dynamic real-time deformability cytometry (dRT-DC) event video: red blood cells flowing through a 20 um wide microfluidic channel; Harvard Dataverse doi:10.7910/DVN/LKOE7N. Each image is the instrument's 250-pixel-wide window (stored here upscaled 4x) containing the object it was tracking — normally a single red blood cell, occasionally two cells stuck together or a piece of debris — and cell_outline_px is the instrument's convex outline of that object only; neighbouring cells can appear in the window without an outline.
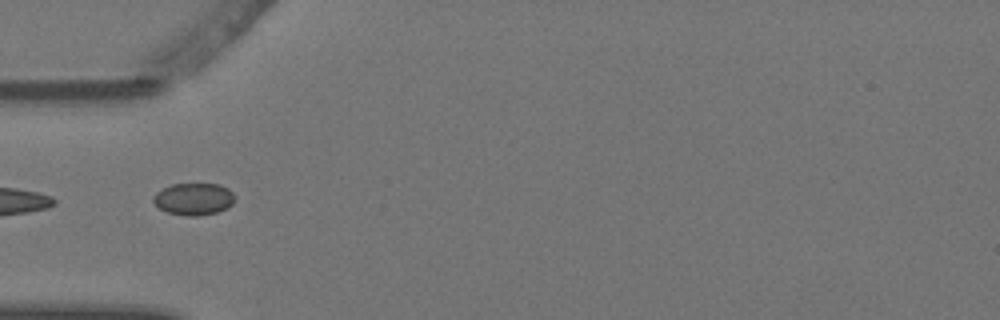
{"species": "Egyptian fruit bat (a non-hibernating species)", "species_latin": "Rousettus aegyptiacus", "temperature_condition": "warm", "stored_images_in_passage": 6, "segment_of_instrument_passage": [2, 2], "camera_frame_rate_fps": 3000, "um_per_image_px": 0.085, "animal": {"sex": "female"}, "frame": {"image": 1, "passage_image": 5, "time_ms": 1.333, "image_size_px": [1000, 320], "cell_outline_px": [[236, 196], [232, 204], [216, 212], [196, 216], [184, 216], [168, 212], [160, 208], [152, 200], [156, 192], [172, 184], [220, 184], [228, 188]], "centroid_in_image_um": [16.48, 16.91], "position_along_channel_um": 68.5, "area_um2": 15.09}}
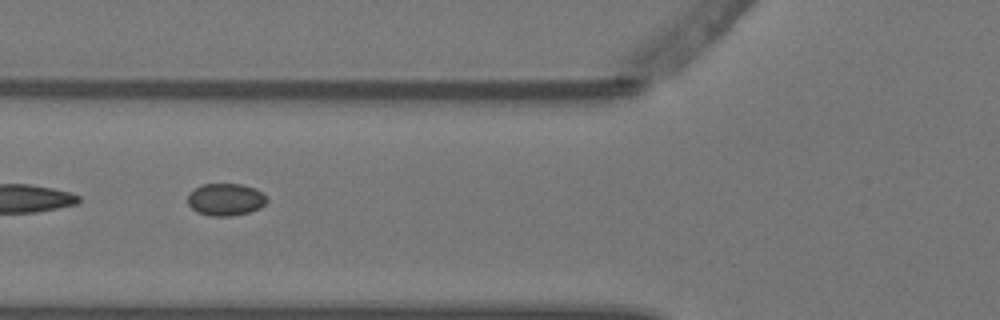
{"frame": {"image": 2, "passage_image": 6, "time_ms": 1.667, "image_size_px": [1000, 320], "cell_outline_px": [[268, 200], [260, 208], [248, 212], [232, 216], [212, 216], [196, 212], [188, 204], [188, 196], [196, 188], [204, 184], [244, 184], [256, 188]], "centroid_in_image_um": [19.19, 16.96], "position_along_channel_um": 106.6, "area_um2": 14.74}}